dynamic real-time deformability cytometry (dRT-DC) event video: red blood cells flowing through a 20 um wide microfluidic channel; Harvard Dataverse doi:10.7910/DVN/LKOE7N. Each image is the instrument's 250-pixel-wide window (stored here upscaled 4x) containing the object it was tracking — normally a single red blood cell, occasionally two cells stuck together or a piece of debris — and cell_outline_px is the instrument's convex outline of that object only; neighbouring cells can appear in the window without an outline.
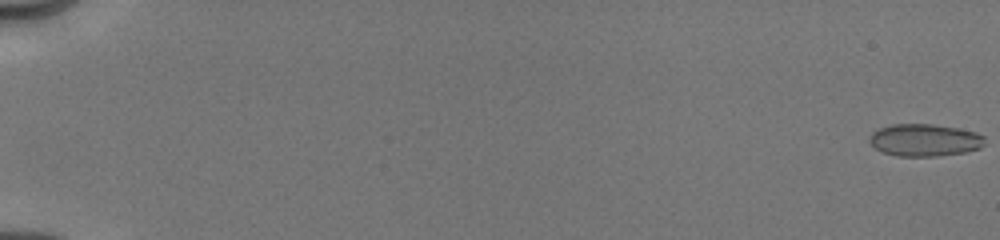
{"species": "human", "species_latin": "Homo sapiens", "temperature_condition": "cold", "stored_images_in_passage": 70, "camera_frame_rate_fps": 3000, "um_per_image_px": 0.085, "donor": {"sex": "male"}, "frame": {"image": 1, "passage_image": 1, "time_ms": 0.0, "image_size_px": [1000, 240], "cell_outline_px": [[984, 144], [980, 148], [964, 152], [936, 156], [896, 156], [884, 152], [876, 148], [868, 140], [872, 132], [880, 128], [892, 124], [932, 124], [956, 128], [976, 132], [984, 136]], "centroid_in_image_um": [78.59, 11.9], "position_along_channel_um": 6.4, "area_um2": 21.56}}
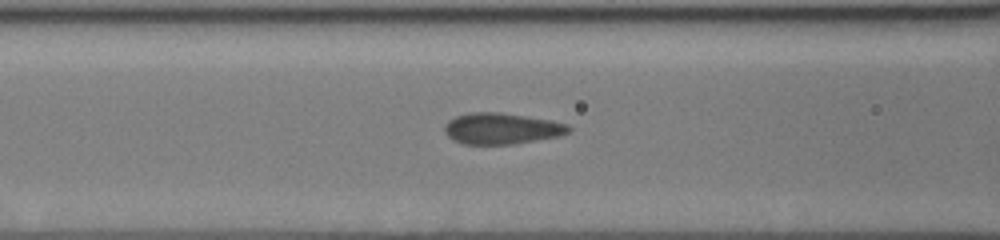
{"frame": {"image": 2, "passage_image": 41, "time_ms": 8.0, "image_size_px": [1000, 240], "cell_outline_px": [[572, 128], [568, 132], [560, 136], [516, 144], [464, 144], [452, 140], [444, 132], [444, 124], [448, 120], [456, 116], [468, 112], [500, 112], [552, 120], [568, 124]], "centroid_in_image_um": [42.63, 10.92], "position_along_channel_um": 124.0, "area_um2": 22.83}}
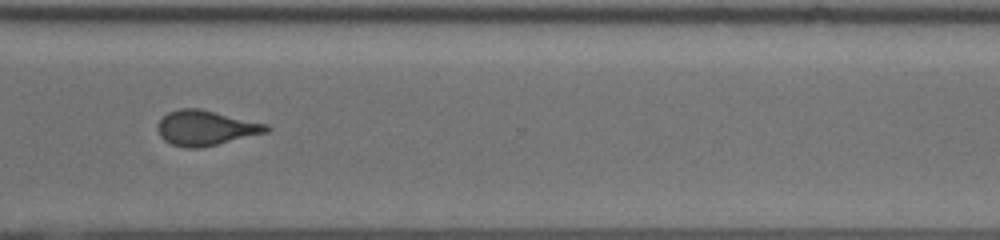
{"frame": {"image": 3, "passage_image": 69, "time_ms": 13.667, "image_size_px": [1000, 240], "cell_outline_px": [[272, 128], [268, 132], [200, 148], [184, 148], [172, 144], [164, 140], [160, 136], [156, 128], [156, 124], [168, 112], [180, 108], [200, 108], [268, 124]], "centroid_in_image_um": [17.48, 10.87], "position_along_channel_um": 353.1, "area_um2": 22.31}}